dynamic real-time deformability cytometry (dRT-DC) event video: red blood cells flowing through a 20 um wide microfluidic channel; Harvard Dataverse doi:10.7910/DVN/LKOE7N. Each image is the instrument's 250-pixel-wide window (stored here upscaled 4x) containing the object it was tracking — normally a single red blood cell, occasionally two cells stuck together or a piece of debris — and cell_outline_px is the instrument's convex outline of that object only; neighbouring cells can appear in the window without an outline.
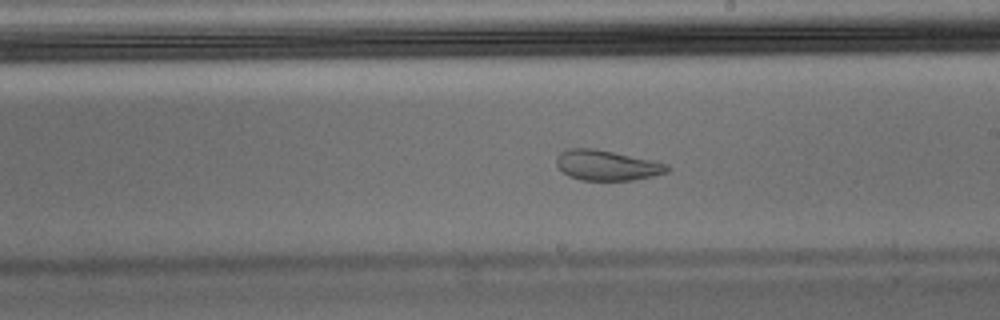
{"species": "Egyptian fruit bat (a non-hibernating species)", "species_latin": "Rousettus aegyptiacus", "temperature_condition": "warm", "stored_images_in_passage": 47, "camera_frame_rate_fps": 3000, "um_per_image_px": 0.085, "animal": {"sex": "male"}, "frame": {"image": 1, "passage_image": 27, "time_ms": 8.667, "image_size_px": [1000, 320], "cell_outline_px": [[672, 168], [668, 172], [652, 176], [632, 180], [580, 180], [568, 176], [556, 164], [556, 156], [560, 152], [568, 148], [596, 148], [668, 164]], "centroid_in_image_um": [51.57, 14.04], "position_along_channel_um": 237.4, "area_um2": 19.54}}